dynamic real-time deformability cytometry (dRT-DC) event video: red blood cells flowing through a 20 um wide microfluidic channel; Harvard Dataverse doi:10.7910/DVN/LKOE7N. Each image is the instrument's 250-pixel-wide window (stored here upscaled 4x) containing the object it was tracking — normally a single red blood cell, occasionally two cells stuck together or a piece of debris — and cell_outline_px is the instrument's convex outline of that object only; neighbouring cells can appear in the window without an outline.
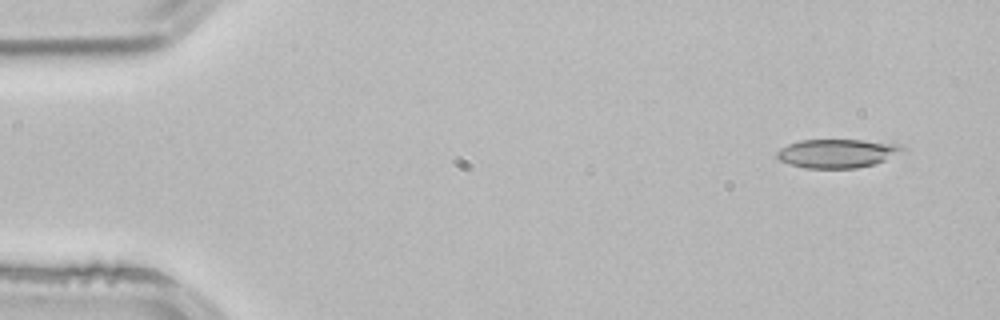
{"species": "common noctule bat (a hibernating species)", "species_latin": "Nyctalus noctula", "temperature_condition": "room temperature", "stored_images_in_passage": 3, "camera_frame_rate_fps": 3000, "um_per_image_px": 0.085, "animal": {"sex": "male", "body_mass_g": 21.5, "forearm_length_mm": 52.0}, "frame": {"image": 1, "passage_image": 1, "time_ms": 0.0, "image_size_px": [1000, 320], "cell_outline_px": [[908, 152], [876, 164], [856, 168], [804, 168], [780, 160], [776, 156], [776, 152], [780, 148], [788, 144], [800, 140], [864, 140], [900, 144], [908, 148]], "centroid_in_image_um": [71.28, 13.03], "position_along_channel_um": 13.7, "area_um2": 21.44}}
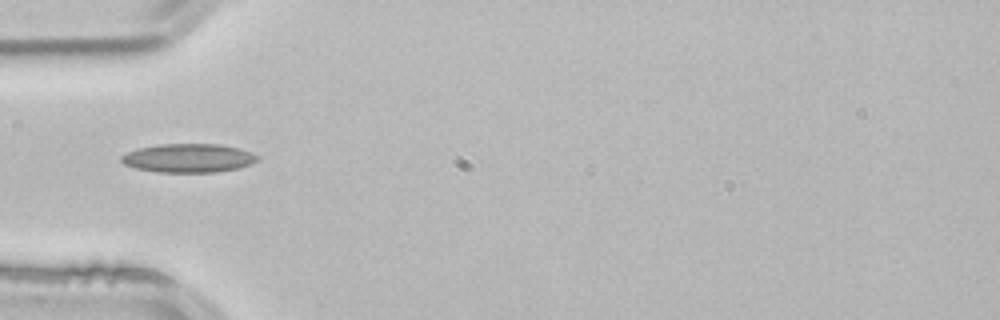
{"frame": {"image": 2, "passage_image": 3, "time_ms": 0.667, "image_size_px": [1000, 320], "cell_outline_px": [[260, 160], [236, 168], [216, 172], [156, 172], [136, 168], [124, 164], [120, 160], [120, 156], [136, 148], [160, 144], [220, 144], [240, 148], [260, 156]], "centroid_in_image_um": [16.0, 13.43], "position_along_channel_um": 69.0, "area_um2": 22.83}}